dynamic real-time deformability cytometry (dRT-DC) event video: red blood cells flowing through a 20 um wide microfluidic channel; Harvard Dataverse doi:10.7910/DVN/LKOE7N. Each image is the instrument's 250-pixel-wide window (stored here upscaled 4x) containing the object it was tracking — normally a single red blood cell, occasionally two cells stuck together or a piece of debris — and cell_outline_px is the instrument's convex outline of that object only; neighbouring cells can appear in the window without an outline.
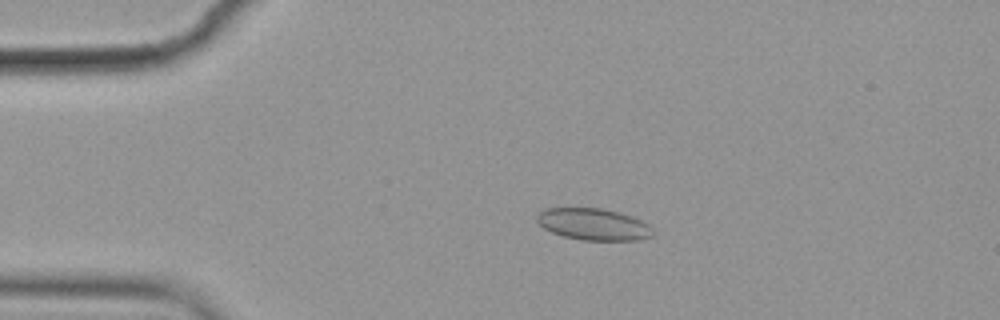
{"species": "common noctule bat (a hibernating species)", "species_latin": "Nyctalus noctula", "temperature_condition": "cold", "stored_images_in_passage": 56, "camera_frame_rate_fps": 3000, "um_per_image_px": 0.085, "animal": {"sex": "female", "body_mass_g": 19.9}, "frame": {"image": 1, "passage_image": 11, "time_ms": 3.333, "image_size_px": [1000, 320], "cell_outline_px": [[652, 236], [636, 240], [584, 240], [564, 236], [552, 232], [544, 228], [536, 220], [536, 216], [544, 208], [600, 208], [616, 212], [640, 220], [648, 224], [652, 228]], "centroid_in_image_um": [50.41, 19.06], "position_along_channel_um": 34.6, "area_um2": 21.1}}
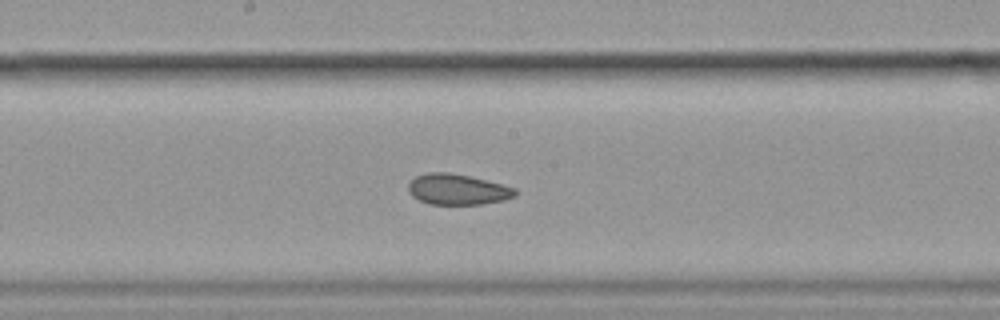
{"frame": {"image": 2, "passage_image": 29, "time_ms": 9.333, "image_size_px": [1000, 320], "cell_outline_px": [[516, 196], [504, 200], [480, 204], [428, 204], [412, 196], [408, 192], [408, 184], [416, 176], [428, 172], [448, 172], [472, 176], [516, 188]], "centroid_in_image_um": [38.88, 16.09], "position_along_channel_um": 209.3, "area_um2": 19.19}}
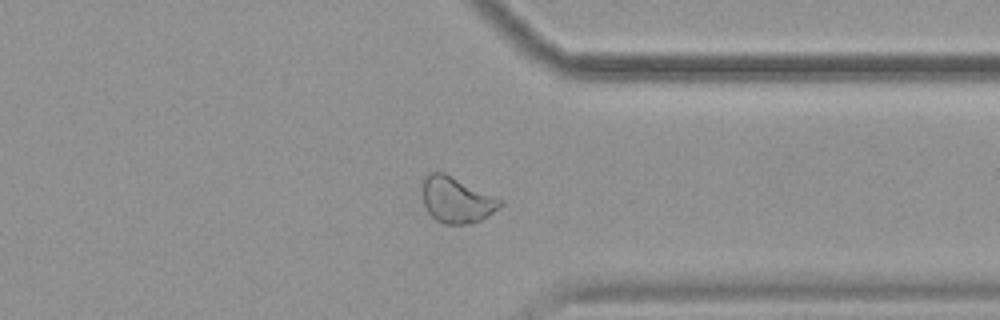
{"frame": {"image": 3, "passage_image": 43, "time_ms": 14.0, "image_size_px": [1000, 320], "cell_outline_px": [[504, 204], [500, 208], [488, 216], [480, 220], [468, 224], [444, 224], [436, 220], [428, 212], [424, 204], [420, 184], [432, 172], [444, 172], [504, 200]], "centroid_in_image_um": [38.82, 17.0], "position_along_channel_um": 372.6, "area_um2": 20.98}, "authors_computed_cell_mechanics": {"area_um2": 21.1548, "velocity_mm_per_s": 3.5509, "shape_relaxation_time_tau1_ms": null, "shape_relaxation_time_tau2_ms": 2.2419, "deformation_change_tau1": null, "deformation_change_tau2": 0.0647}}